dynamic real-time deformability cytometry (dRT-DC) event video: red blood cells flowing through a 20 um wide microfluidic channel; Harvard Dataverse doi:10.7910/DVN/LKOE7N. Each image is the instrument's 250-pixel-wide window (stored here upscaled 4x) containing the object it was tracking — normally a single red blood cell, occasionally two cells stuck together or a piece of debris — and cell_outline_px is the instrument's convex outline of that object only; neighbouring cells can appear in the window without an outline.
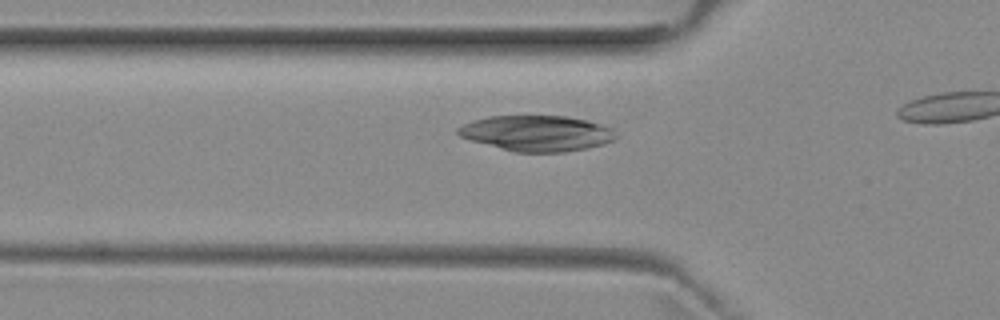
{"species": "common noctule bat (a hibernating species)", "species_latin": "Nyctalus noctula", "temperature_condition": "room temperature", "stored_images_in_passage": 9, "camera_frame_rate_fps": 3000, "um_per_image_px": 0.085, "animal": {"sex": "female", "body_mass_g": 29.2, "forearm_length_mm": 56.3}, "frame": {"image": 1, "passage_image": 4, "time_ms": 1.0, "image_size_px": [1000, 320], "cell_outline_px": [[620, 136], [616, 140], [604, 144], [564, 152], [516, 152], [472, 140], [460, 136], [456, 132], [456, 128], [472, 120], [488, 116], [568, 116], [600, 124], [612, 128]], "centroid_in_image_um": [45.67, 11.32], "position_along_channel_um": 80.1, "area_um2": 32.71}}
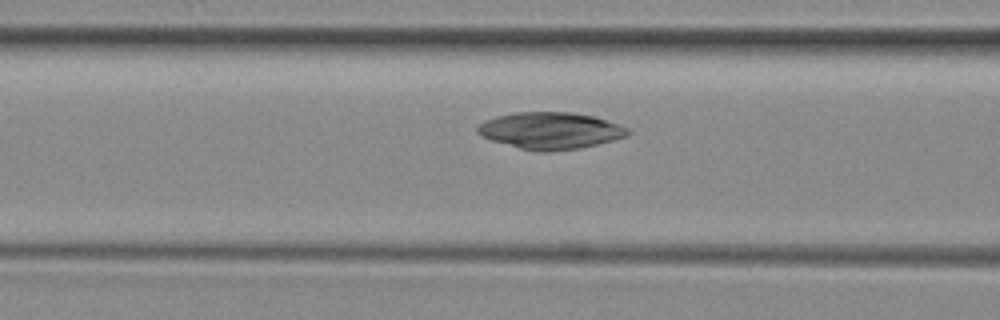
{"frame": {"image": 2, "passage_image": 7, "time_ms": 2.0, "image_size_px": [1000, 320], "cell_outline_px": [[632, 132], [628, 136], [580, 148], [544, 152], [540, 152], [520, 148], [492, 140], [480, 136], [476, 132], [476, 128], [484, 120], [496, 116], [512, 112], [572, 112], [596, 116], [628, 128]], "centroid_in_image_um": [46.77, 11.09], "position_along_channel_um": 119.8, "area_um2": 32.31}}